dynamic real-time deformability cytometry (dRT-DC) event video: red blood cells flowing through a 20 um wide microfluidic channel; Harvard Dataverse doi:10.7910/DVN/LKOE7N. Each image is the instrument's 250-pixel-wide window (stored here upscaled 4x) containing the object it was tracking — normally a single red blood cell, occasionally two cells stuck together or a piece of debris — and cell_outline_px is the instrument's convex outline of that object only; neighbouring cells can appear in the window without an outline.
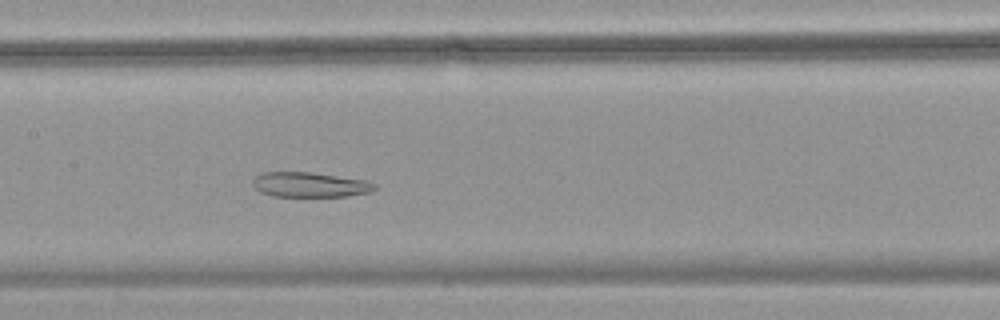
{"species": "common noctule bat (a hibernating species)", "species_latin": "Nyctalus noctula", "temperature_condition": "warm", "stored_images_in_passage": 51, "camera_frame_rate_fps": 3000, "um_per_image_px": 0.085, "animal": {"sex": "female", "body_mass_g": 18.4}, "frame": {"image": 1, "passage_image": 23, "time_ms": 7.333, "image_size_px": [1000, 320], "cell_outline_px": [[376, 188], [372, 192], [348, 196], [272, 196], [260, 192], [252, 184], [252, 180], [260, 172], [308, 172], [368, 180], [376, 184]], "centroid_in_image_um": [26.35, 15.7], "position_along_channel_um": 181.0, "area_um2": 17.8}}
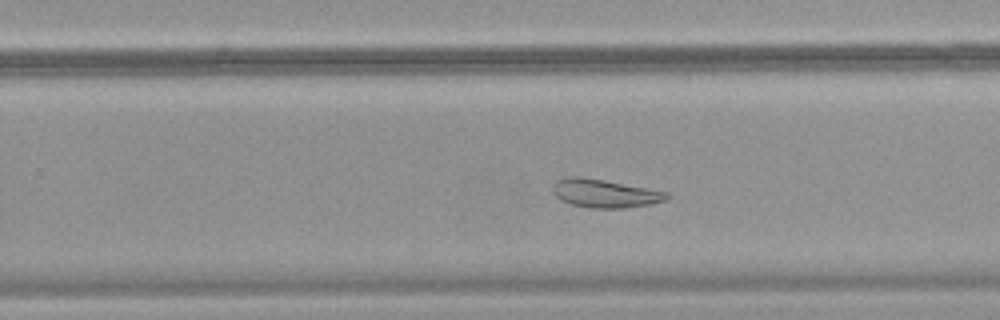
{"frame": {"image": 2, "passage_image": 31, "time_ms": 10.0, "image_size_px": [1000, 320], "cell_outline_px": [[668, 196], [664, 200], [652, 204], [624, 208], [588, 208], [572, 204], [560, 200], [552, 192], [552, 188], [556, 180], [568, 176], [580, 176], [604, 180], [648, 188], [668, 192]], "centroid_in_image_um": [51.36, 16.43], "position_along_channel_um": 278.4, "area_um2": 18.84}}
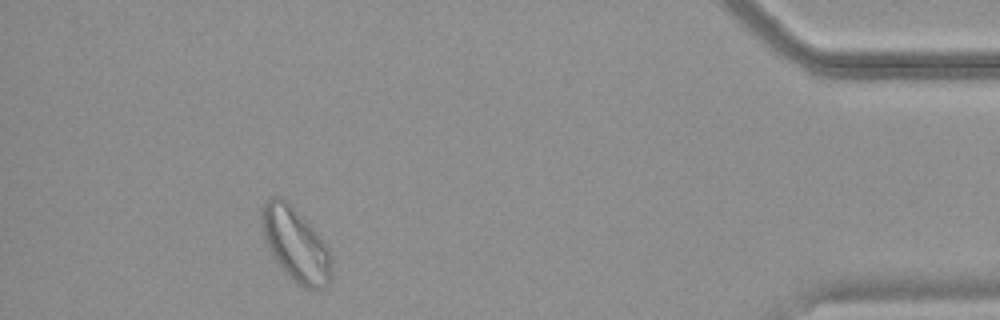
{"frame": {"image": 3, "passage_image": 46, "time_ms": 15.0, "image_size_px": [1000, 320], "cell_outline_px": [[332, 280], [328, 288], [304, 288], [292, 280], [276, 260], [268, 248], [264, 240], [260, 224], [260, 212], [264, 200], [272, 196], [280, 196], [320, 236], [328, 248], [332, 264]], "centroid_in_image_um": [25.11, 20.81], "position_along_channel_um": 410.1, "area_um2": 29.88}, "authors_computed_cell_mechanics": {"area_um2": 25.8944, "velocity_mm_per_s": 3.6646, "shape_relaxation_time_tau1_ms": null, "shape_relaxation_time_tau2_ms": 3.786, "deformation_change_tau1": null, "deformation_change_tau2": 0.0943}}